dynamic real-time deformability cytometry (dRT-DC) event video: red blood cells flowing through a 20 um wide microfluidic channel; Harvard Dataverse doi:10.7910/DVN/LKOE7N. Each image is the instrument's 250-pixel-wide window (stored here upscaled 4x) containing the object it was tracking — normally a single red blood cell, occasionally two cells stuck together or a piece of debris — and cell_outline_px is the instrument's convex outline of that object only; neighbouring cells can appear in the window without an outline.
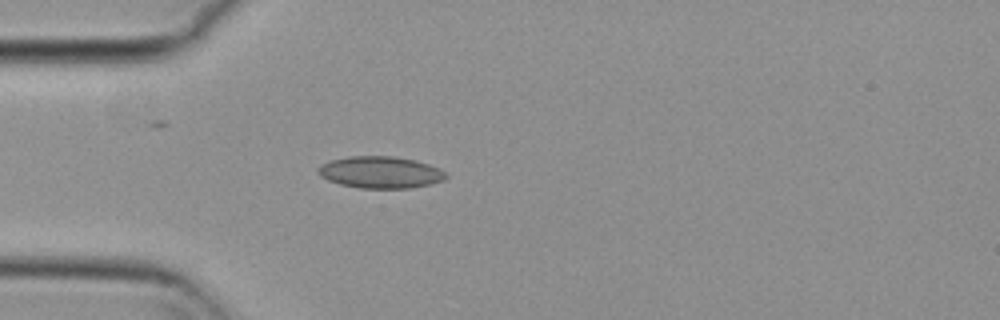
{"species": "common noctule bat (a hibernating species)", "species_latin": "Nyctalus noctula", "temperature_condition": "cold", "stored_images_in_passage": 40, "camera_frame_rate_fps": 3000, "um_per_image_px": 0.085, "animal": {"sex": "female", "body_mass_g": 29.2, "forearm_length_mm": 56.3}, "frame": {"image": 1, "passage_image": 1, "time_ms": 0.0, "image_size_px": [1000, 320], "cell_outline_px": [[448, 176], [444, 180], [432, 184], [412, 188], [360, 188], [340, 184], [328, 180], [320, 176], [316, 172], [316, 168], [320, 164], [332, 160], [348, 156], [392, 156], [416, 160], [440, 168]], "centroid_in_image_um": [32.33, 14.64], "position_along_channel_um": 52.7, "area_um2": 23.93}}
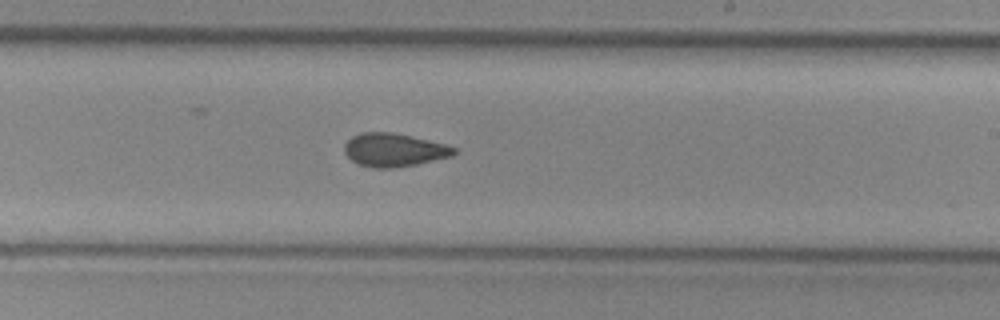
{"frame": {"image": 2, "passage_image": 18, "time_ms": 5.667, "image_size_px": [1000, 320], "cell_outline_px": [[456, 152], [452, 156], [416, 164], [392, 168], [372, 168], [356, 164], [344, 152], [344, 144], [352, 136], [360, 132], [392, 132], [428, 140], [444, 144], [456, 148]], "centroid_in_image_um": [33.44, 12.75], "position_along_channel_um": 255.6, "area_um2": 21.21}}
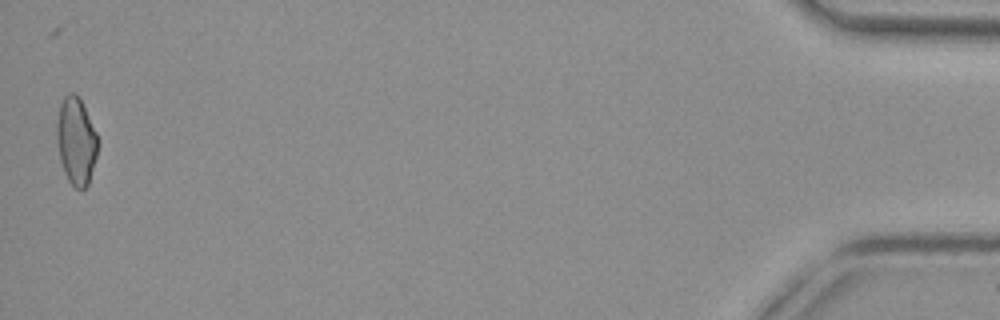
{"frame": {"image": 3, "passage_image": 40, "time_ms": 13.0, "image_size_px": [1000, 320], "cell_outline_px": [[96, 156], [88, 184], [80, 192], [68, 180], [64, 172], [60, 160], [56, 140], [56, 124], [60, 104], [64, 96], [68, 92], [76, 92], [96, 132]], "centroid_in_image_um": [6.43, 11.99], "position_along_channel_um": 428.8, "area_um2": 20.63}, "authors_computed_cell_mechanics": {"area_um2": 21.2126, "velocity_mm_per_s": 3.73, "shape_relaxation_time_tau1_ms": null, "shape_relaxation_time_tau2_ms": 2.9673, "deformation_change_tau1": null, "deformation_change_tau2": 0.0709}}